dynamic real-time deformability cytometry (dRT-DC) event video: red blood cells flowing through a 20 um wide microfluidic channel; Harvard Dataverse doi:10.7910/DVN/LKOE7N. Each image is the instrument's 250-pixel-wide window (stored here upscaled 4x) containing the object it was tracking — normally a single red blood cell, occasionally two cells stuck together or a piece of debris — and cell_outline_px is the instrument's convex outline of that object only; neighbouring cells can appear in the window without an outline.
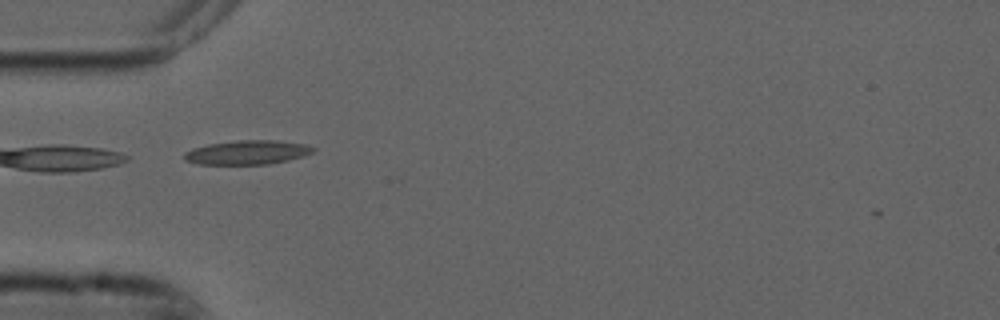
{"species": "common noctule bat (a hibernating species)", "species_latin": "Nyctalus noctula", "temperature_condition": "cold", "stored_images_in_passage": 28, "camera_frame_rate_fps": 3000, "um_per_image_px": 0.085, "animal": {"sex": "male", "forearm_length_mm": 52.5}, "frame": {"image": 1, "passage_image": 1, "time_ms": 0.0, "image_size_px": [1000, 320], "cell_outline_px": [[316, 148], [312, 152], [304, 156], [288, 160], [268, 164], [200, 164], [184, 160], [184, 152], [192, 148], [208, 144], [236, 140], [272, 140], [304, 144]], "centroid_in_image_um": [20.99, 12.95], "position_along_channel_um": 64.0, "area_um2": 18.03}}
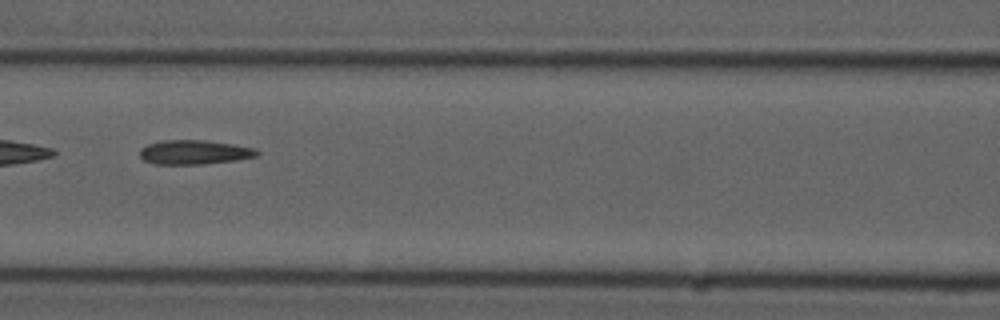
{"frame": {"image": 2, "passage_image": 8, "time_ms": 2.333, "image_size_px": [1000, 320], "cell_outline_px": [[260, 152], [256, 156], [236, 160], [204, 164], [156, 164], [144, 160], [140, 156], [140, 148], [148, 144], [160, 140], [204, 140], [232, 144], [256, 148]], "centroid_in_image_um": [16.51, 12.93], "position_along_channel_um": 150.1, "area_um2": 16.59}}
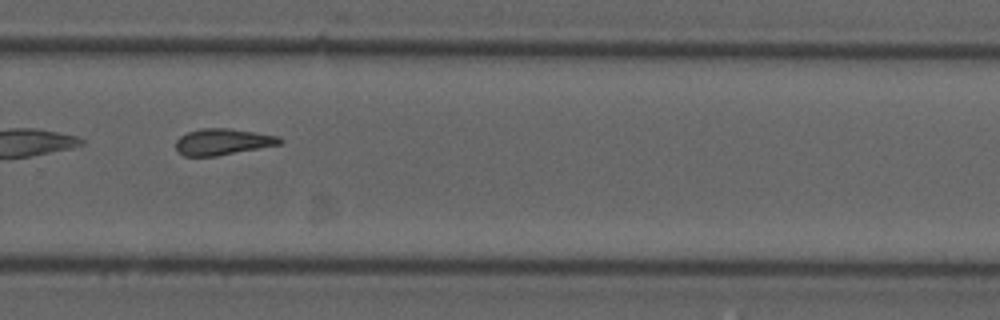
{"frame": {"image": 3, "passage_image": 21, "time_ms": 6.667, "image_size_px": [1000, 320], "cell_outline_px": [[284, 140], [280, 144], [216, 156], [184, 156], [176, 152], [176, 140], [180, 136], [188, 132], [200, 128], [228, 128], [256, 132], [280, 136]], "centroid_in_image_um": [18.91, 12.05], "position_along_channel_um": 310.9, "area_um2": 16.01}, "authors_computed_cell_mechanics": {"area_um2": 16.2129, "velocity_mm_per_s": 3.7256, "shape_relaxation_time_tau1_ms": null, "shape_relaxation_time_tau2_ms": 5.499, "deformation_change_tau1": null, "deformation_change_tau2": 0.1407}}